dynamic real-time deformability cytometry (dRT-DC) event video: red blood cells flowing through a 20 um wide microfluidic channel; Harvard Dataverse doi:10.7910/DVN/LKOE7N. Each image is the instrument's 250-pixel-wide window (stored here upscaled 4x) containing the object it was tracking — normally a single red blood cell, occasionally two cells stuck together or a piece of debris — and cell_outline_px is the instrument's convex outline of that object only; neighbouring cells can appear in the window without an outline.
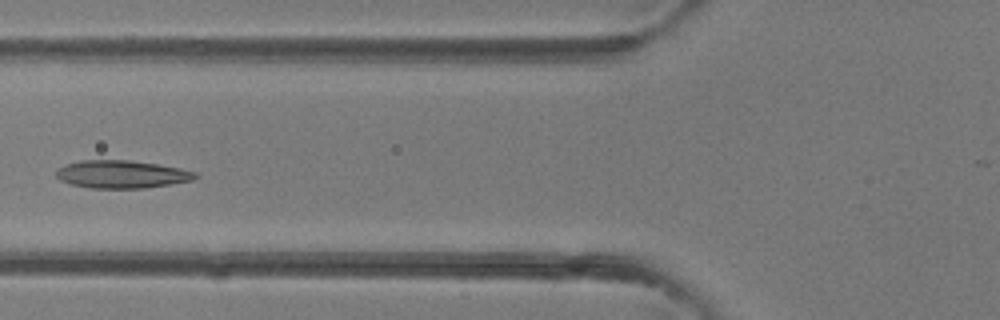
{"species": "common noctule bat (a hibernating species)", "species_latin": "Nyctalus noctula", "temperature_condition": "room temperature", "stored_images_in_passage": 5, "camera_frame_rate_fps": 3000, "um_per_image_px": 0.085, "animal": {"sex": "female"}, "frame": {"image": 1, "passage_image": 5, "time_ms": 4.667, "image_size_px": [1000, 320], "cell_outline_px": [[200, 176], [192, 180], [144, 188], [92, 188], [72, 184], [60, 180], [56, 176], [56, 172], [64, 164], [80, 160], [128, 160], [156, 164], [180, 168], [200, 172]], "centroid_in_image_um": [10.37, 14.81], "position_along_channel_um": 115.4, "area_um2": 22.48}}